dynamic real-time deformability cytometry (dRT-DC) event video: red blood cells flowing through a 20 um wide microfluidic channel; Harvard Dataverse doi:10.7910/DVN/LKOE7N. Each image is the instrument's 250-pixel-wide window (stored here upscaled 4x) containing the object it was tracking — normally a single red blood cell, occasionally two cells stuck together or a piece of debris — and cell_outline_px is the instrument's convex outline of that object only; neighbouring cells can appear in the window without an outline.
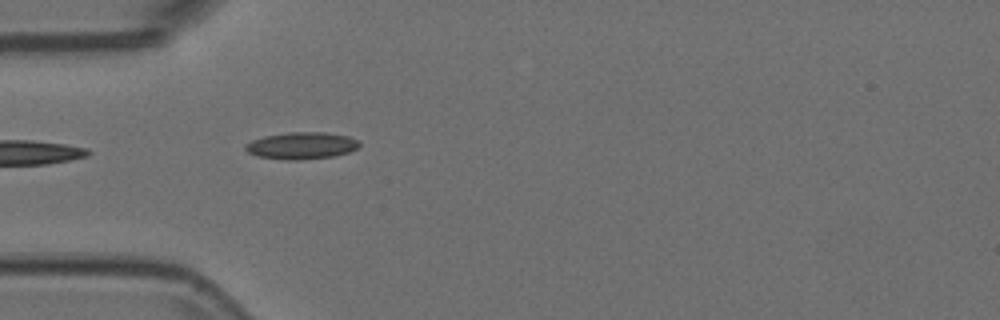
{"species": "Egyptian fruit bat (a non-hibernating species)", "species_latin": "Rousettus aegyptiacus", "temperature_condition": "room temperature", "stored_images_in_passage": 40, "camera_frame_rate_fps": 3000, "um_per_image_px": 0.085, "animal": {"sex": "female"}, "frame": {"image": 1, "passage_image": 2, "time_ms": 0.333, "image_size_px": [1000, 320], "cell_outline_px": [[360, 144], [356, 148], [348, 152], [336, 156], [300, 160], [284, 160], [256, 156], [248, 152], [244, 148], [244, 144], [252, 140], [264, 136], [288, 132], [324, 132], [348, 136], [360, 140]], "centroid_in_image_um": [25.62, 12.38], "position_along_channel_um": 59.4, "area_um2": 18.09}}
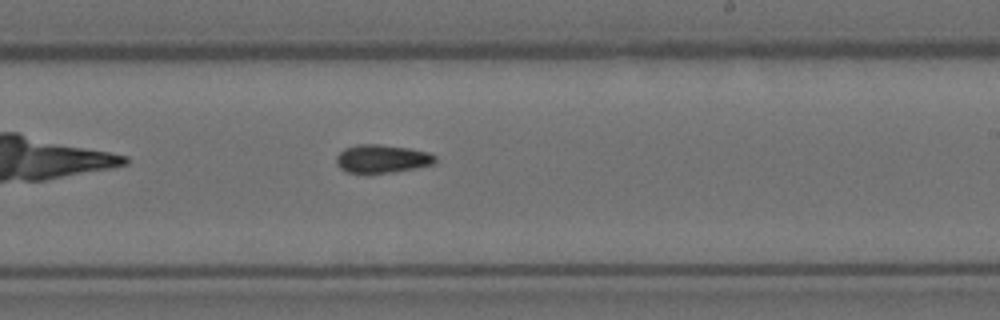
{"frame": {"image": 2, "passage_image": 18, "time_ms": 5.667, "image_size_px": [1000, 320], "cell_outline_px": [[436, 160], [432, 164], [416, 168], [368, 176], [348, 172], [340, 168], [336, 164], [336, 156], [344, 148], [356, 144], [380, 144], [408, 148], [428, 152], [436, 156]], "centroid_in_image_um": [32.41, 13.52], "position_along_channel_um": 256.6, "area_um2": 16.76}}
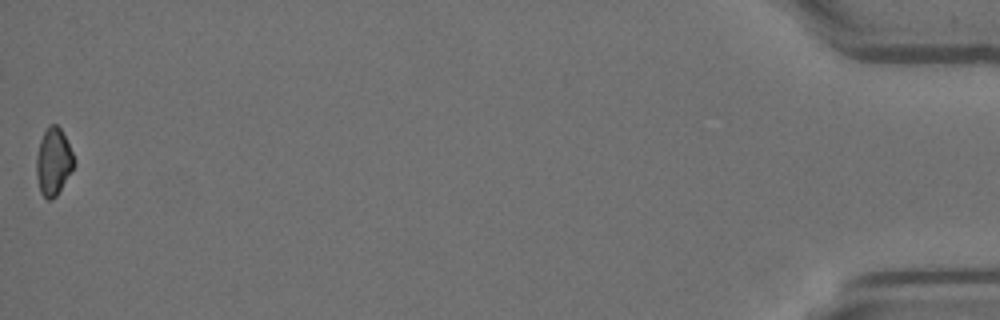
{"frame": {"image": 3, "passage_image": 40, "time_ms": 13.0, "image_size_px": [1000, 320], "cell_outline_px": [[76, 164], [56, 196], [52, 200], [48, 200], [40, 192], [36, 176], [36, 156], [40, 140], [48, 124], [56, 124], [60, 128], [72, 152]], "centroid_in_image_um": [4.53, 13.75], "position_along_channel_um": 430.7, "area_um2": 14.74}}